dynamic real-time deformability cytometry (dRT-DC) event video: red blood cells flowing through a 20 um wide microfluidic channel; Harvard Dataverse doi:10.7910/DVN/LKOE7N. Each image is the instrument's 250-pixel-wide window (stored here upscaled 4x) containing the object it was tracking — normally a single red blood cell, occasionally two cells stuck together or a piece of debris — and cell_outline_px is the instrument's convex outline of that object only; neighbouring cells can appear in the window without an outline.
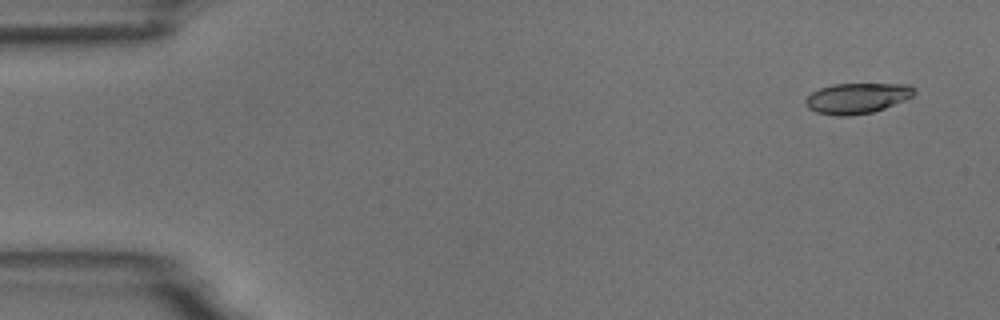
{"species": "common noctule bat (a hibernating species)", "species_latin": "Nyctalus noctula", "temperature_condition": "room temperature", "stored_images_in_passage": 5, "camera_frame_rate_fps": 3000, "um_per_image_px": 0.085, "animal": {"sex": "male", "body_mass_g": 18.8}, "frame": {"image": 1, "passage_image": 1, "time_ms": 0.0, "image_size_px": [1000, 320], "cell_outline_px": [[916, 92], [912, 96], [904, 100], [884, 108], [872, 112], [848, 116], [836, 116], [816, 112], [808, 108], [804, 104], [804, 100], [812, 92], [820, 88], [832, 84], [908, 84], [916, 88]], "centroid_in_image_um": [72.83, 8.34], "position_along_channel_um": 12.2, "area_um2": 19.36}}